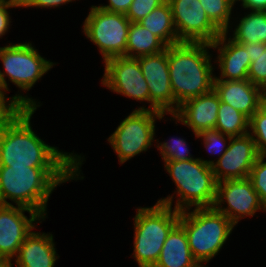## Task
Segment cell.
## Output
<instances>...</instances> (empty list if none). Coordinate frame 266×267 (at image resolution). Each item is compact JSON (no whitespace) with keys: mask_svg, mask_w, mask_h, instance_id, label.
Segmentation results:
<instances>
[{"mask_svg":"<svg viewBox=\"0 0 266 267\" xmlns=\"http://www.w3.org/2000/svg\"><path fill=\"white\" fill-rule=\"evenodd\" d=\"M258 157L255 141L250 134L231 137L225 153L212 165L215 180L219 183L249 178Z\"/></svg>","mask_w":266,"mask_h":267,"instance_id":"cell-15","label":"cell"},{"mask_svg":"<svg viewBox=\"0 0 266 267\" xmlns=\"http://www.w3.org/2000/svg\"><path fill=\"white\" fill-rule=\"evenodd\" d=\"M25 211L30 214L29 219ZM42 219L29 208L0 204V262H12L27 235L34 230V223H41Z\"/></svg>","mask_w":266,"mask_h":267,"instance_id":"cell-14","label":"cell"},{"mask_svg":"<svg viewBox=\"0 0 266 267\" xmlns=\"http://www.w3.org/2000/svg\"><path fill=\"white\" fill-rule=\"evenodd\" d=\"M2 88L0 86V97L4 100L7 99V102L16 110V109H37L40 105L32 98H29L27 95L22 96L21 94H16L9 98L5 96Z\"/></svg>","mask_w":266,"mask_h":267,"instance_id":"cell-33","label":"cell"},{"mask_svg":"<svg viewBox=\"0 0 266 267\" xmlns=\"http://www.w3.org/2000/svg\"><path fill=\"white\" fill-rule=\"evenodd\" d=\"M173 196L152 207L137 208L134 217V253L139 267H153L171 229L179 222L180 211L172 208Z\"/></svg>","mask_w":266,"mask_h":267,"instance_id":"cell-4","label":"cell"},{"mask_svg":"<svg viewBox=\"0 0 266 267\" xmlns=\"http://www.w3.org/2000/svg\"><path fill=\"white\" fill-rule=\"evenodd\" d=\"M19 1H20V7H37V8L58 7L68 2H72V0H19Z\"/></svg>","mask_w":266,"mask_h":267,"instance_id":"cell-34","label":"cell"},{"mask_svg":"<svg viewBox=\"0 0 266 267\" xmlns=\"http://www.w3.org/2000/svg\"><path fill=\"white\" fill-rule=\"evenodd\" d=\"M232 40L239 44L266 43V11H251L239 21Z\"/></svg>","mask_w":266,"mask_h":267,"instance_id":"cell-23","label":"cell"},{"mask_svg":"<svg viewBox=\"0 0 266 267\" xmlns=\"http://www.w3.org/2000/svg\"><path fill=\"white\" fill-rule=\"evenodd\" d=\"M227 35L228 33L223 32L216 41L211 43L213 49H218L216 62L218 61L221 71L220 76L215 77L214 80H246L251 64L248 52L241 44L231 38L227 39Z\"/></svg>","mask_w":266,"mask_h":267,"instance_id":"cell-18","label":"cell"},{"mask_svg":"<svg viewBox=\"0 0 266 267\" xmlns=\"http://www.w3.org/2000/svg\"><path fill=\"white\" fill-rule=\"evenodd\" d=\"M165 114L151 110H138L129 114L109 136L111 144L119 162L130 160L152 146L155 136V121Z\"/></svg>","mask_w":266,"mask_h":267,"instance_id":"cell-8","label":"cell"},{"mask_svg":"<svg viewBox=\"0 0 266 267\" xmlns=\"http://www.w3.org/2000/svg\"><path fill=\"white\" fill-rule=\"evenodd\" d=\"M227 207H223V203ZM222 206V207H221ZM223 213L234 225L258 210L266 211L249 178L224 180L217 183L216 200L213 206Z\"/></svg>","mask_w":266,"mask_h":267,"instance_id":"cell-13","label":"cell"},{"mask_svg":"<svg viewBox=\"0 0 266 267\" xmlns=\"http://www.w3.org/2000/svg\"><path fill=\"white\" fill-rule=\"evenodd\" d=\"M20 7L19 0H0V38L8 32L10 27V16L7 9Z\"/></svg>","mask_w":266,"mask_h":267,"instance_id":"cell-32","label":"cell"},{"mask_svg":"<svg viewBox=\"0 0 266 267\" xmlns=\"http://www.w3.org/2000/svg\"><path fill=\"white\" fill-rule=\"evenodd\" d=\"M195 136L196 138H203L202 140L206 149L213 154H219V158L228 148L226 141L231 139L230 136L225 135L216 129L203 131Z\"/></svg>","mask_w":266,"mask_h":267,"instance_id":"cell-29","label":"cell"},{"mask_svg":"<svg viewBox=\"0 0 266 267\" xmlns=\"http://www.w3.org/2000/svg\"><path fill=\"white\" fill-rule=\"evenodd\" d=\"M209 19L222 31L228 33L235 0H199Z\"/></svg>","mask_w":266,"mask_h":267,"instance_id":"cell-26","label":"cell"},{"mask_svg":"<svg viewBox=\"0 0 266 267\" xmlns=\"http://www.w3.org/2000/svg\"><path fill=\"white\" fill-rule=\"evenodd\" d=\"M266 157L259 156L253 165L249 179L259 195L262 204L266 208Z\"/></svg>","mask_w":266,"mask_h":267,"instance_id":"cell-30","label":"cell"},{"mask_svg":"<svg viewBox=\"0 0 266 267\" xmlns=\"http://www.w3.org/2000/svg\"><path fill=\"white\" fill-rule=\"evenodd\" d=\"M215 129L230 137L249 134V118L231 105L220 102Z\"/></svg>","mask_w":266,"mask_h":267,"instance_id":"cell-24","label":"cell"},{"mask_svg":"<svg viewBox=\"0 0 266 267\" xmlns=\"http://www.w3.org/2000/svg\"><path fill=\"white\" fill-rule=\"evenodd\" d=\"M242 2L244 9H250L251 11H266V0H235Z\"/></svg>","mask_w":266,"mask_h":267,"instance_id":"cell-36","label":"cell"},{"mask_svg":"<svg viewBox=\"0 0 266 267\" xmlns=\"http://www.w3.org/2000/svg\"><path fill=\"white\" fill-rule=\"evenodd\" d=\"M14 110L15 109L13 107H0V127Z\"/></svg>","mask_w":266,"mask_h":267,"instance_id":"cell-37","label":"cell"},{"mask_svg":"<svg viewBox=\"0 0 266 267\" xmlns=\"http://www.w3.org/2000/svg\"><path fill=\"white\" fill-rule=\"evenodd\" d=\"M0 107H12L7 100H4L0 97Z\"/></svg>","mask_w":266,"mask_h":267,"instance_id":"cell-38","label":"cell"},{"mask_svg":"<svg viewBox=\"0 0 266 267\" xmlns=\"http://www.w3.org/2000/svg\"><path fill=\"white\" fill-rule=\"evenodd\" d=\"M166 0H133L126 17L130 22H139Z\"/></svg>","mask_w":266,"mask_h":267,"instance_id":"cell-31","label":"cell"},{"mask_svg":"<svg viewBox=\"0 0 266 267\" xmlns=\"http://www.w3.org/2000/svg\"><path fill=\"white\" fill-rule=\"evenodd\" d=\"M181 42L213 43L223 33L207 16L199 0H167Z\"/></svg>","mask_w":266,"mask_h":267,"instance_id":"cell-10","label":"cell"},{"mask_svg":"<svg viewBox=\"0 0 266 267\" xmlns=\"http://www.w3.org/2000/svg\"><path fill=\"white\" fill-rule=\"evenodd\" d=\"M179 223L187 235L192 256L201 267L220 252L235 227L214 207L180 211Z\"/></svg>","mask_w":266,"mask_h":267,"instance_id":"cell-6","label":"cell"},{"mask_svg":"<svg viewBox=\"0 0 266 267\" xmlns=\"http://www.w3.org/2000/svg\"><path fill=\"white\" fill-rule=\"evenodd\" d=\"M52 234L31 231L16 255V267H54L59 258Z\"/></svg>","mask_w":266,"mask_h":267,"instance_id":"cell-19","label":"cell"},{"mask_svg":"<svg viewBox=\"0 0 266 267\" xmlns=\"http://www.w3.org/2000/svg\"><path fill=\"white\" fill-rule=\"evenodd\" d=\"M0 60L5 69L3 72L0 70V86L4 94L10 91L5 76L22 91H29L54 65L27 42L0 47Z\"/></svg>","mask_w":266,"mask_h":267,"instance_id":"cell-7","label":"cell"},{"mask_svg":"<svg viewBox=\"0 0 266 267\" xmlns=\"http://www.w3.org/2000/svg\"><path fill=\"white\" fill-rule=\"evenodd\" d=\"M153 267H201L192 256L187 235L179 222L169 232Z\"/></svg>","mask_w":266,"mask_h":267,"instance_id":"cell-20","label":"cell"},{"mask_svg":"<svg viewBox=\"0 0 266 267\" xmlns=\"http://www.w3.org/2000/svg\"><path fill=\"white\" fill-rule=\"evenodd\" d=\"M130 20L125 14L92 6L83 24V32L99 48L105 60L126 56Z\"/></svg>","mask_w":266,"mask_h":267,"instance_id":"cell-9","label":"cell"},{"mask_svg":"<svg viewBox=\"0 0 266 267\" xmlns=\"http://www.w3.org/2000/svg\"><path fill=\"white\" fill-rule=\"evenodd\" d=\"M80 167L0 166V204L7 199L47 217V202L52 191L62 183L80 178Z\"/></svg>","mask_w":266,"mask_h":267,"instance_id":"cell-2","label":"cell"},{"mask_svg":"<svg viewBox=\"0 0 266 267\" xmlns=\"http://www.w3.org/2000/svg\"><path fill=\"white\" fill-rule=\"evenodd\" d=\"M219 105V96L213 89L183 102L172 115V119H177V122L191 128L192 132L198 135L203 131L215 129Z\"/></svg>","mask_w":266,"mask_h":267,"instance_id":"cell-16","label":"cell"},{"mask_svg":"<svg viewBox=\"0 0 266 267\" xmlns=\"http://www.w3.org/2000/svg\"><path fill=\"white\" fill-rule=\"evenodd\" d=\"M250 57L248 79L266 93V43L241 44Z\"/></svg>","mask_w":266,"mask_h":267,"instance_id":"cell-25","label":"cell"},{"mask_svg":"<svg viewBox=\"0 0 266 267\" xmlns=\"http://www.w3.org/2000/svg\"><path fill=\"white\" fill-rule=\"evenodd\" d=\"M211 43L181 42L167 47L172 93L177 110L183 102L213 90V64Z\"/></svg>","mask_w":266,"mask_h":267,"instance_id":"cell-3","label":"cell"},{"mask_svg":"<svg viewBox=\"0 0 266 267\" xmlns=\"http://www.w3.org/2000/svg\"><path fill=\"white\" fill-rule=\"evenodd\" d=\"M36 109H16L0 127V166L80 167L81 155L61 152L35 134L31 117Z\"/></svg>","mask_w":266,"mask_h":267,"instance_id":"cell-1","label":"cell"},{"mask_svg":"<svg viewBox=\"0 0 266 267\" xmlns=\"http://www.w3.org/2000/svg\"><path fill=\"white\" fill-rule=\"evenodd\" d=\"M11 262H0V267H13Z\"/></svg>","mask_w":266,"mask_h":267,"instance_id":"cell-39","label":"cell"},{"mask_svg":"<svg viewBox=\"0 0 266 267\" xmlns=\"http://www.w3.org/2000/svg\"><path fill=\"white\" fill-rule=\"evenodd\" d=\"M132 1L133 0H108V5L101 4L97 7L108 12L121 13L126 15Z\"/></svg>","mask_w":266,"mask_h":267,"instance_id":"cell-35","label":"cell"},{"mask_svg":"<svg viewBox=\"0 0 266 267\" xmlns=\"http://www.w3.org/2000/svg\"><path fill=\"white\" fill-rule=\"evenodd\" d=\"M249 134L255 141L258 155L266 157V101L249 118Z\"/></svg>","mask_w":266,"mask_h":267,"instance_id":"cell-27","label":"cell"},{"mask_svg":"<svg viewBox=\"0 0 266 267\" xmlns=\"http://www.w3.org/2000/svg\"><path fill=\"white\" fill-rule=\"evenodd\" d=\"M150 93V106L138 110H151L173 115L177 111V101L172 93L167 47L162 52L137 58Z\"/></svg>","mask_w":266,"mask_h":267,"instance_id":"cell-11","label":"cell"},{"mask_svg":"<svg viewBox=\"0 0 266 267\" xmlns=\"http://www.w3.org/2000/svg\"><path fill=\"white\" fill-rule=\"evenodd\" d=\"M104 63L103 86L128 98L150 103L149 87L137 58L117 56Z\"/></svg>","mask_w":266,"mask_h":267,"instance_id":"cell-12","label":"cell"},{"mask_svg":"<svg viewBox=\"0 0 266 267\" xmlns=\"http://www.w3.org/2000/svg\"><path fill=\"white\" fill-rule=\"evenodd\" d=\"M220 102L231 105L250 118L266 101V93L246 80H214Z\"/></svg>","mask_w":266,"mask_h":267,"instance_id":"cell-17","label":"cell"},{"mask_svg":"<svg viewBox=\"0 0 266 267\" xmlns=\"http://www.w3.org/2000/svg\"><path fill=\"white\" fill-rule=\"evenodd\" d=\"M138 23L158 37L167 47L181 43L174 27L171 7L167 0Z\"/></svg>","mask_w":266,"mask_h":267,"instance_id":"cell-21","label":"cell"},{"mask_svg":"<svg viewBox=\"0 0 266 267\" xmlns=\"http://www.w3.org/2000/svg\"><path fill=\"white\" fill-rule=\"evenodd\" d=\"M214 160L195 158L183 161H165V169L176 185L177 198L174 209L213 207L216 200L217 181L212 165Z\"/></svg>","mask_w":266,"mask_h":267,"instance_id":"cell-5","label":"cell"},{"mask_svg":"<svg viewBox=\"0 0 266 267\" xmlns=\"http://www.w3.org/2000/svg\"><path fill=\"white\" fill-rule=\"evenodd\" d=\"M166 45L138 22H131L126 46V57L138 58L162 52Z\"/></svg>","mask_w":266,"mask_h":267,"instance_id":"cell-22","label":"cell"},{"mask_svg":"<svg viewBox=\"0 0 266 267\" xmlns=\"http://www.w3.org/2000/svg\"><path fill=\"white\" fill-rule=\"evenodd\" d=\"M157 147L162 155L163 161H183L194 159L183 138H173L170 142H160Z\"/></svg>","mask_w":266,"mask_h":267,"instance_id":"cell-28","label":"cell"}]
</instances>
